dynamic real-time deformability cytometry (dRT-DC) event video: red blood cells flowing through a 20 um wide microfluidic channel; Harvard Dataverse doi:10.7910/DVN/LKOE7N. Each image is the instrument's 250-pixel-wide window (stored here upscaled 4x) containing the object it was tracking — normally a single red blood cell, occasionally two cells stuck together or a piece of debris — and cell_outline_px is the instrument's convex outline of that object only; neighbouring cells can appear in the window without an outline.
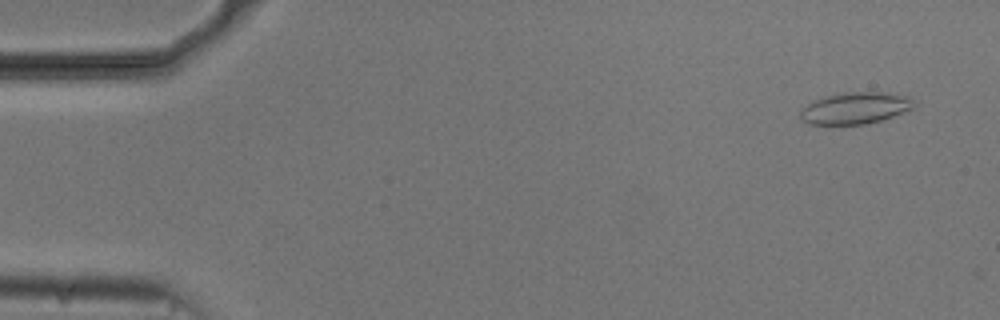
{"species": "common noctule bat (a hibernating species)", "species_latin": "Nyctalus noctula", "temperature_condition": "cold", "stored_images_in_passage": 8, "camera_frame_rate_fps": 3000, "um_per_image_px": 0.085, "animal": {"sex": "male", "body_mass_g": 20.5, "forearm_length_mm": 52.5}, "frame": {"image": 1, "passage_image": 3, "time_ms": 0.667, "image_size_px": [1000, 320], "cell_outline_px": [[916, 104], [912, 108], [892, 116], [880, 120], [864, 124], [808, 124], [800, 120], [800, 112], [808, 104], [824, 96], [844, 92], [880, 92], [908, 96]], "centroid_in_image_um": [72.67, 9.19], "position_along_channel_um": 12.3, "area_um2": 20.69}}